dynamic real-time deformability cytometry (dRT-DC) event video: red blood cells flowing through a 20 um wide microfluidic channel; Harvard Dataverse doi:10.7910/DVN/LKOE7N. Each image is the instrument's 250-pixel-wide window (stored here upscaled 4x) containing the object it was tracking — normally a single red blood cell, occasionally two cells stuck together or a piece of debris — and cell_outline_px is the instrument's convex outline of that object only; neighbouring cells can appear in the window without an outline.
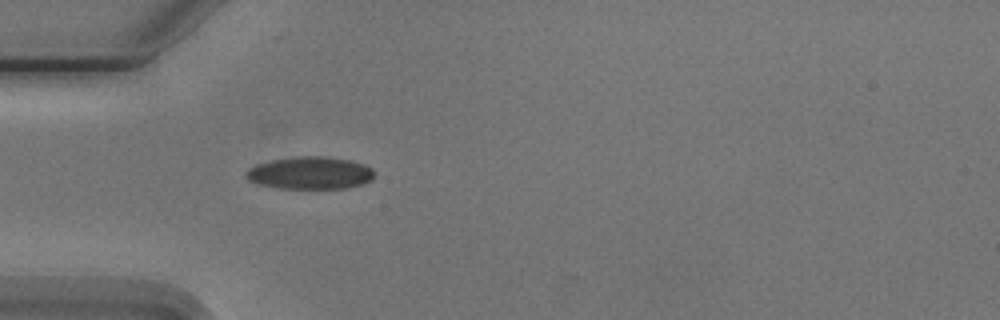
{"species": "Egyptian fruit bat (a non-hibernating species)", "species_latin": "Rousettus aegyptiacus", "temperature_condition": "cold", "stored_images_in_passage": 4, "camera_frame_rate_fps": 3000, "um_per_image_px": 0.085, "animal": {"sex": "male"}, "frame": {"image": 1, "passage_image": 4, "time_ms": 4.333, "image_size_px": [1000, 320], "cell_outline_px": [[372, 180], [348, 188], [280, 188], [260, 184], [248, 180], [244, 176], [244, 172], [248, 168], [256, 164], [272, 160], [296, 156], [324, 156], [352, 160], [364, 164], [372, 168]], "centroid_in_image_um": [26.33, 14.69], "position_along_channel_um": 58.7, "area_um2": 24.28}}